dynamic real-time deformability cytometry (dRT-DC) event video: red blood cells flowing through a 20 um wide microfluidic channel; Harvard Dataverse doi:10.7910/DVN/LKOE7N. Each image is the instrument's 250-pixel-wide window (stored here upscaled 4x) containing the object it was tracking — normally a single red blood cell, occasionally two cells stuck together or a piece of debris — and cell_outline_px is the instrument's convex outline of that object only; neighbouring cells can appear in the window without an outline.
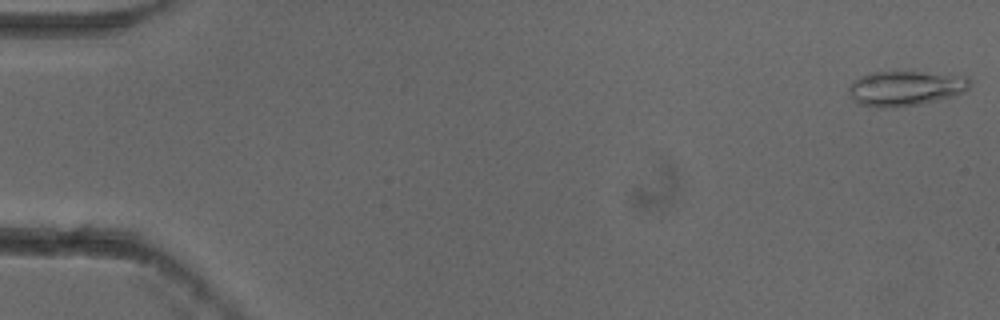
{"species": "common noctule bat (a hibernating species)", "species_latin": "Nyctalus noctula", "temperature_condition": "cold", "stored_images_in_passage": 13, "camera_frame_rate_fps": 3000, "um_per_image_px": 0.085, "animal": {"sex": "female"}, "frame": {"image": 1, "passage_image": 1, "time_ms": 0.0, "image_size_px": [1000, 320], "cell_outline_px": [[972, 80], [968, 88], [964, 92], [952, 96], [920, 104], [884, 108], [876, 108], [856, 104], [848, 92], [848, 88], [852, 80], [860, 76], [872, 72], [920, 72], [968, 76]], "centroid_in_image_um": [76.92, 7.51], "position_along_channel_um": 8.1, "area_um2": 24.85}}